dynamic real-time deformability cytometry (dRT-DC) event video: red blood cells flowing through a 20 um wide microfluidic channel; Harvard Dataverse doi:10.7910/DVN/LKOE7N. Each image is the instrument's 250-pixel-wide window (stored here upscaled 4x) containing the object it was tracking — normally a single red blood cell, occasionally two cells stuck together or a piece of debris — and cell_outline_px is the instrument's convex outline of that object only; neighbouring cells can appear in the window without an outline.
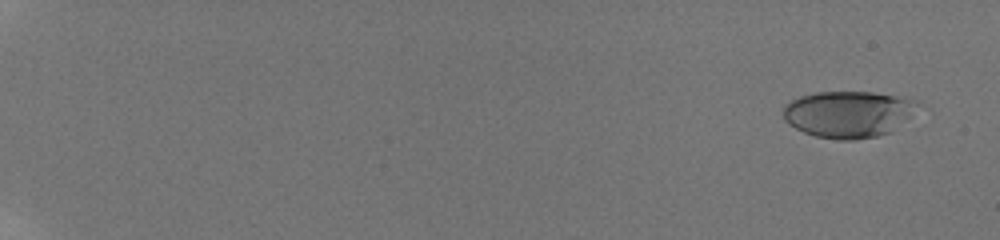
{"species": "human", "species_latin": "Homo sapiens", "temperature_condition": "room temperature", "stored_images_in_passage": 18, "camera_frame_rate_fps": 3000, "um_per_image_px": 0.085, "donor": {"sex": "male"}, "frame": {"image": 1, "passage_image": 1, "time_ms": 0.0, "image_size_px": [1000, 240], "cell_outline_px": [[920, 104], [912, 116], [888, 132], [876, 136], [856, 140], [840, 140], [816, 136], [804, 132], [788, 124], [784, 120], [784, 104], [800, 96], [816, 92], [872, 92], [920, 100]], "centroid_in_image_um": [72.12, 9.69], "position_along_channel_um": 12.9, "area_um2": 36.53}}
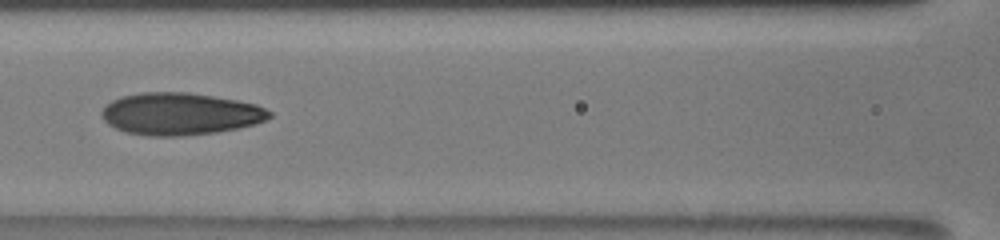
{"frame": {"image": 2, "passage_image": 9, "time_ms": 9.333, "image_size_px": [1000, 240], "cell_outline_px": [[272, 116], [256, 124], [216, 132], [180, 136], [148, 136], [124, 132], [108, 124], [100, 116], [100, 112], [112, 100], [120, 96], [140, 92], [188, 92], [236, 100], [256, 104], [272, 112]], "centroid_in_image_um": [15.28, 9.68], "position_along_channel_um": 151.3, "area_um2": 41.27}}
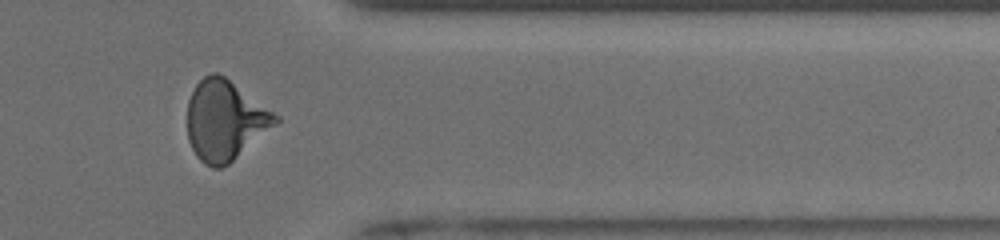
{"frame": {"image": 3, "passage_image": 16, "time_ms": 15.667, "image_size_px": [1000, 240], "cell_outline_px": [[280, 120], [276, 124], [228, 164], [220, 168], [212, 168], [204, 164], [196, 156], [188, 140], [188, 100], [196, 84], [204, 76], [212, 72], [216, 72], [224, 76], [280, 116]], "centroid_in_image_um": [19.11, 10.23], "position_along_channel_um": 392.3, "area_um2": 40.75}, "authors_computed_cell_mechanics": {"area_um2": 38.5815, "velocity_mm_per_s": 3.8724, "shape_relaxation_time_tau1_ms": 6.5997, "shape_relaxation_time_tau2_ms": 1.4039, "deformation_change_tau1": 0.2164, "deformation_change_tau2": 0.0857}}